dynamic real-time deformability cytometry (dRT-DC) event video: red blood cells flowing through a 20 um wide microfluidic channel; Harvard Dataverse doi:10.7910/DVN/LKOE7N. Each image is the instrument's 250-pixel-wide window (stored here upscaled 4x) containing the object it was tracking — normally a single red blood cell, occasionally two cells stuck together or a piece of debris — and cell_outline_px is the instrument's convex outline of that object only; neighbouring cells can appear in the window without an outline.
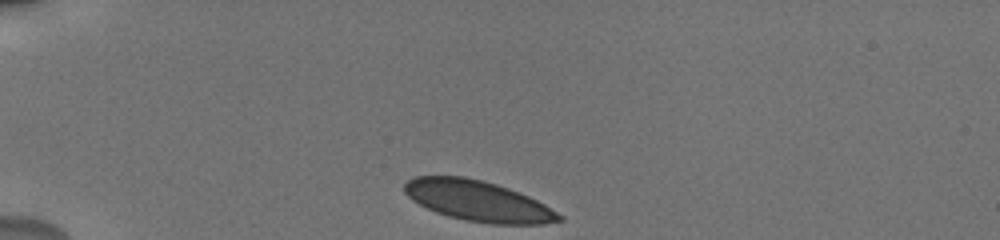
{"species": "human", "species_latin": "Homo sapiens", "temperature_condition": "cold", "stored_images_in_passage": 9, "camera_frame_rate_fps": 3000, "um_per_image_px": 0.085, "donor": {"sex": "male"}, "frame": {"image": 1, "passage_image": 1, "time_ms": 0.0, "image_size_px": [1000, 240], "cell_outline_px": [[564, 220], [544, 224], [492, 224], [468, 220], [448, 216], [436, 212], [412, 200], [404, 192], [404, 184], [412, 176], [464, 176], [496, 184], [508, 188], [528, 196], [544, 204], [564, 216]], "centroid_in_image_um": [40.64, 17.08], "position_along_channel_um": 44.4, "area_um2": 36.36}}
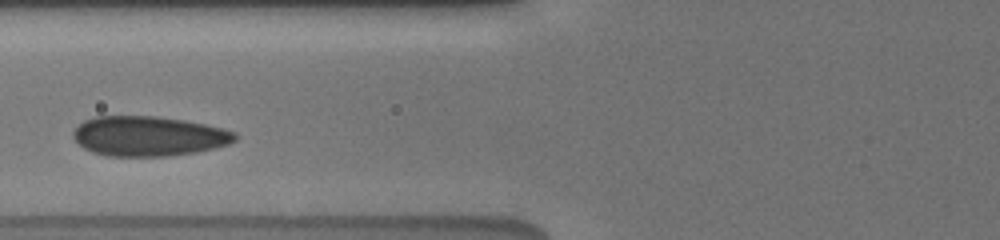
{"frame": {"image": 2, "passage_image": 4, "time_ms": 3.0, "image_size_px": [1000, 240], "cell_outline_px": [[236, 140], [228, 144], [196, 152], [168, 156], [108, 156], [92, 152], [84, 148], [72, 136], [72, 132], [84, 120], [96, 116], [156, 116], [184, 120], [204, 124], [236, 132]], "centroid_in_image_um": [12.61, 11.57], "position_along_channel_um": 113.2, "area_um2": 37.45}}
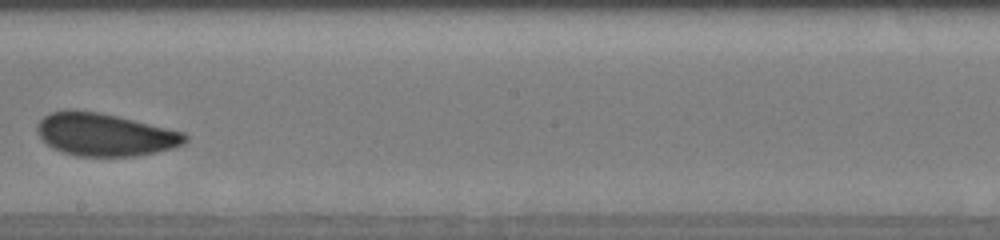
{"frame": {"image": 3, "passage_image": 7, "time_ms": 6.333, "image_size_px": [1000, 240], "cell_outline_px": [[188, 140], [184, 144], [172, 148], [156, 152], [136, 156], [76, 156], [52, 148], [36, 132], [36, 124], [44, 116], [52, 112], [68, 108], [100, 112], [184, 132], [188, 136]], "centroid_in_image_um": [8.9, 11.43], "position_along_channel_um": 239.3, "area_um2": 36.93}}